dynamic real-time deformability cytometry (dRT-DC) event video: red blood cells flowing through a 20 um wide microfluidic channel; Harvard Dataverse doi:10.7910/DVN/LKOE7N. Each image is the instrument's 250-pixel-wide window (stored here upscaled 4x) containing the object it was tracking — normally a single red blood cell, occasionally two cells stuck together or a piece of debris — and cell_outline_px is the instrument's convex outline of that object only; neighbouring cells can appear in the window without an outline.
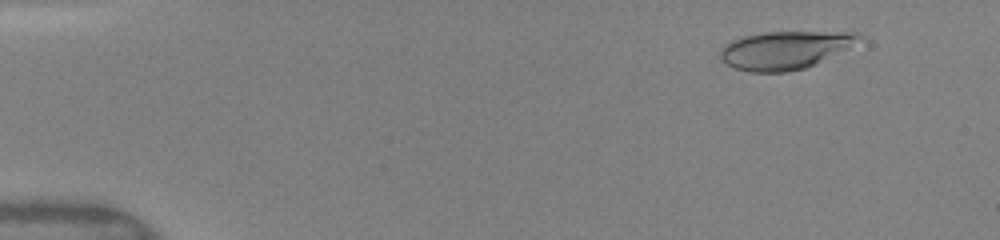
{"species": "human", "species_latin": "Homo sapiens", "temperature_condition": "warm", "stored_images_in_passage": 49, "camera_frame_rate_fps": 3000, "um_per_image_px": 0.085, "donor": {"sex": "female"}, "frame": {"image": 1, "passage_image": 5, "time_ms": 1.333, "image_size_px": [1000, 240], "cell_outline_px": [[860, 36], [844, 48], [816, 64], [804, 68], [788, 72], [748, 72], [736, 68], [720, 60], [720, 52], [732, 40], [744, 36], [764, 32], [856, 32]], "centroid_in_image_um": [66.62, 4.27], "position_along_channel_um": 18.4, "area_um2": 29.82}}
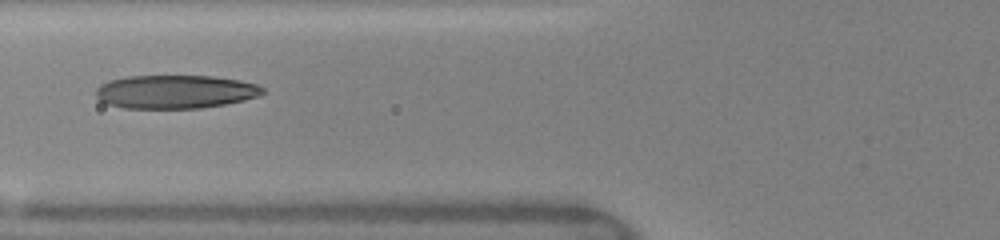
{"frame": {"image": 2, "passage_image": 20, "time_ms": 6.333, "image_size_px": [1000, 240], "cell_outline_px": [[264, 92], [256, 96], [244, 100], [224, 104], [200, 108], [124, 108], [108, 104], [100, 100], [96, 96], [96, 88], [100, 84], [108, 80], [128, 76], [212, 76], [240, 80], [256, 84], [264, 88]], "centroid_in_image_um": [14.87, 7.79], "position_along_channel_um": 110.9, "area_um2": 32.48}}
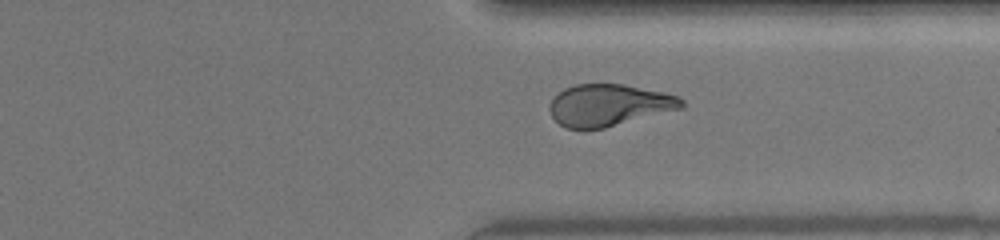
{"frame": {"image": 3, "passage_image": 38, "time_ms": 12.333, "image_size_px": [1000, 240], "cell_outline_px": [[684, 108], [604, 128], [568, 128], [560, 124], [552, 116], [548, 108], [552, 100], [564, 88], [576, 84], [624, 84], [664, 92], [680, 96], [684, 100]], "centroid_in_image_um": [51.81, 8.92], "position_along_channel_um": 359.6, "area_um2": 32.08}, "authors_computed_cell_mechanics": {"area_um2": 32.2524, "velocity_mm_per_s": 4.1497, "shape_relaxation_time_tau1_ms": 8.2007, "shape_relaxation_time_tau2_ms": 1.796, "deformation_change_tau1": 0.2528, "deformation_change_tau2": 0.104}}